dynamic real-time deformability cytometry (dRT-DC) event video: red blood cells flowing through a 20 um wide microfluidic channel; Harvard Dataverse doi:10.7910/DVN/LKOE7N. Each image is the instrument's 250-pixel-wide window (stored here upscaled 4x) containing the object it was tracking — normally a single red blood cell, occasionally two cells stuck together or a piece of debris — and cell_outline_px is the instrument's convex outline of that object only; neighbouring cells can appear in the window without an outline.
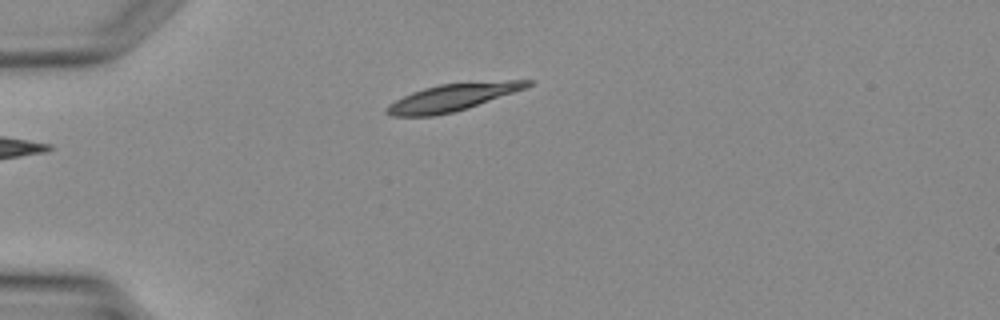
{"species": "Egyptian fruit bat (a non-hibernating species)", "species_latin": "Rousettus aegyptiacus", "temperature_condition": "warm", "stored_images_in_passage": 2, "camera_frame_rate_fps": 3000, "um_per_image_px": 0.085, "animal": {"sex": "female"}, "frame": {"image": 1, "passage_image": 1, "time_ms": 0.0, "image_size_px": [1000, 320], "cell_outline_px": [[532, 84], [528, 88], [468, 108], [452, 112], [432, 116], [392, 116], [384, 112], [384, 108], [388, 104], [412, 92], [424, 88], [440, 84], [508, 80], [532, 80]], "centroid_in_image_um": [38.47, 8.28], "position_along_channel_um": 46.5, "area_um2": 22.31}}